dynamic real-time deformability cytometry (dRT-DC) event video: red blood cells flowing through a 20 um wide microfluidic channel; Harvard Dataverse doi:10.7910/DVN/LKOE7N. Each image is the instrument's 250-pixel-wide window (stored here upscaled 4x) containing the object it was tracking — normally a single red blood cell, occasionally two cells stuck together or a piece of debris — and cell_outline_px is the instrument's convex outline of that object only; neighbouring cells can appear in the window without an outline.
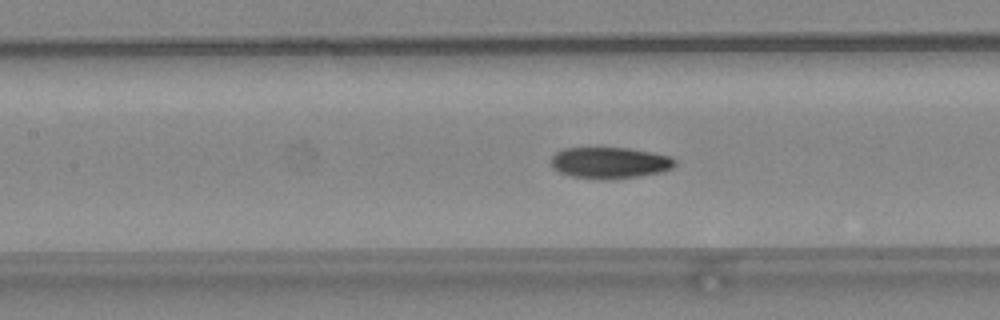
{"species": "common noctule bat (a hibernating species)", "species_latin": "Nyctalus noctula", "temperature_condition": "warm", "stored_images_in_passage": 34, "camera_frame_rate_fps": 3000, "um_per_image_px": 0.085, "animal": {"sex": "female", "body_mass_g": 24.6, "forearm_length_mm": 56.2}, "frame": {"image": 1, "passage_image": 8, "time_ms": 2.333, "image_size_px": [1000, 320], "cell_outline_px": [[676, 164], [672, 168], [660, 172], [640, 176], [604, 180], [572, 176], [560, 172], [552, 168], [552, 156], [556, 152], [564, 148], [628, 148], [652, 152], [672, 156], [676, 160]], "centroid_in_image_um": [51.86, 13.83], "position_along_channel_um": 155.5, "area_um2": 22.66}}
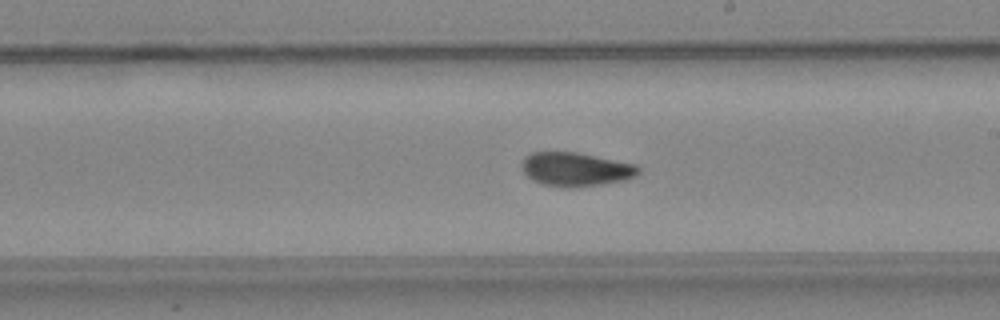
{"frame": {"image": 2, "passage_image": 14, "time_ms": 4.333, "image_size_px": [1000, 320], "cell_outline_px": [[640, 172], [636, 176], [624, 180], [600, 184], [572, 188], [568, 188], [544, 184], [532, 180], [524, 172], [524, 160], [532, 152], [576, 152], [636, 164], [640, 168]], "centroid_in_image_um": [48.99, 14.39], "position_along_channel_um": 240.0, "area_um2": 22.66}}
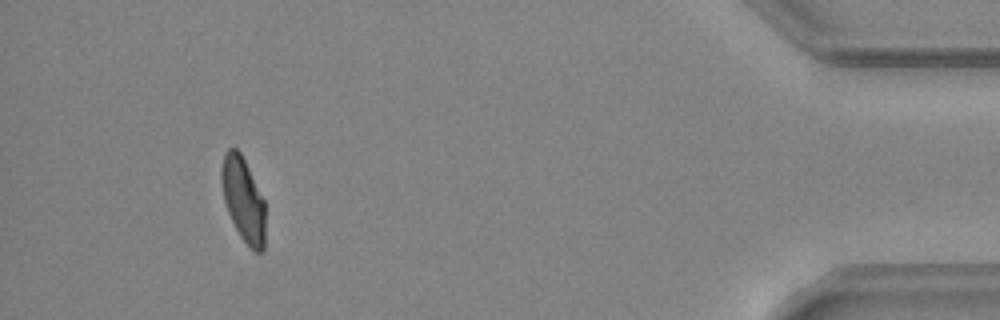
{"frame": {"image": 3, "passage_image": 31, "time_ms": 10.0, "image_size_px": [1000, 320], "cell_outline_px": [[264, 252], [256, 252], [240, 236], [228, 212], [224, 200], [220, 180], [220, 168], [224, 152], [228, 148], [236, 148], [240, 152], [264, 200]], "centroid_in_image_um": [20.65, 16.92], "position_along_channel_um": 414.6, "area_um2": 21.27}, "authors_computed_cell_mechanics": {"area_um2": 22.6576, "velocity_mm_per_s": 4.233, "shape_relaxation_time_tau1_ms": 4.6031, "shape_relaxation_time_tau2_ms": 2.0001, "deformation_change_tau1": 0.1442, "deformation_change_tau2": 0.0776}}